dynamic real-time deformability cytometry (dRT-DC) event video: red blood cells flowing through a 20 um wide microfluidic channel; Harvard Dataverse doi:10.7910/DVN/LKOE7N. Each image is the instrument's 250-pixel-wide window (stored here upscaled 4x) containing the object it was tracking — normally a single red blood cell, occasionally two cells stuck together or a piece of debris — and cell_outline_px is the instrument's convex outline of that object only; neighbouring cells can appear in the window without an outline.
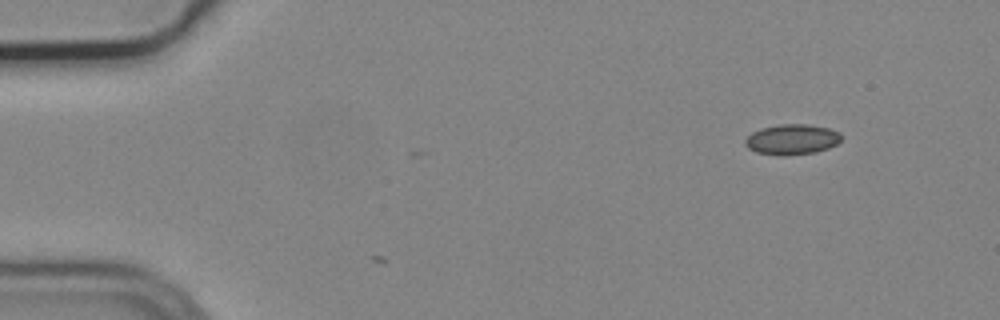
{"species": "common noctule bat (a hibernating species)", "species_latin": "Nyctalus noctula", "temperature_condition": "cold", "stored_images_in_passage": 4, "camera_frame_rate_fps": 3000, "um_per_image_px": 0.085, "animal": {"sex": "male", "body_mass_g": 19.2, "forearm_length_mm": 51.8}, "frame": {"image": 1, "passage_image": 1, "time_ms": 0.0, "image_size_px": [1000, 320], "cell_outline_px": [[840, 140], [836, 144], [828, 148], [816, 152], [784, 156], [776, 156], [756, 152], [748, 148], [744, 144], [744, 140], [752, 132], [760, 128], [780, 124], [808, 124], [828, 128], [840, 132]], "centroid_in_image_um": [67.28, 11.86], "position_along_channel_um": 17.7, "area_um2": 17.17}}
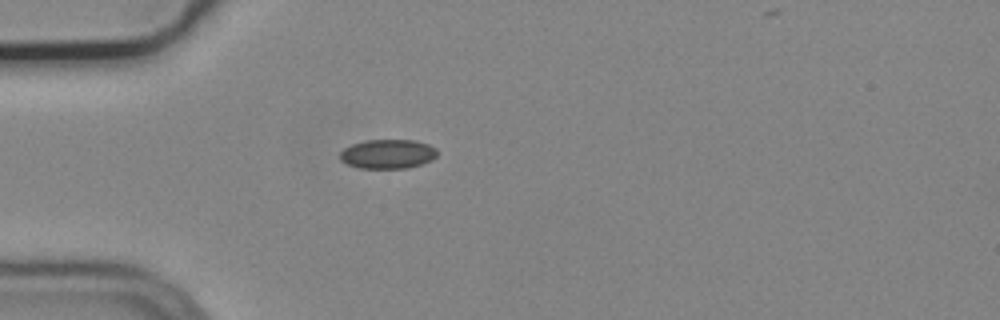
{"frame": {"image": 2, "passage_image": 3, "time_ms": 0.667, "image_size_px": [1000, 320], "cell_outline_px": [[436, 156], [432, 160], [424, 164], [408, 168], [360, 168], [348, 164], [340, 160], [340, 152], [344, 148], [352, 144], [368, 140], [416, 140], [428, 144], [436, 148]], "centroid_in_image_um": [32.98, 13.09], "position_along_channel_um": 52.0, "area_um2": 16.65}}